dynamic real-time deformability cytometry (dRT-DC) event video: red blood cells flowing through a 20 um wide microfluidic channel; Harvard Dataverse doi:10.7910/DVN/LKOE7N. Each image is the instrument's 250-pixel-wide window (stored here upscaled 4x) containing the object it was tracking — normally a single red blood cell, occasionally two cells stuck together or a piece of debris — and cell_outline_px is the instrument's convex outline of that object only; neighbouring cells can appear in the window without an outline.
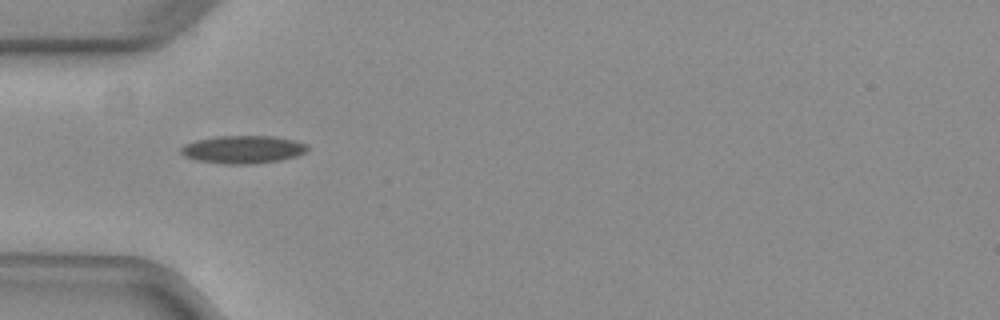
{"species": "common noctule bat (a hibernating species)", "species_latin": "Nyctalus noctula", "temperature_condition": "warm", "stored_images_in_passage": 35, "camera_frame_rate_fps": 3000, "um_per_image_px": 0.085, "animal": {"sex": "female", "body_mass_g": 29.2, "forearm_length_mm": 56.3}, "frame": {"image": 1, "passage_image": 1, "time_ms": 0.0, "image_size_px": [1000, 320], "cell_outline_px": [[308, 148], [304, 152], [296, 156], [280, 160], [248, 164], [224, 164], [196, 160], [184, 156], [180, 152], [180, 148], [184, 144], [196, 140], [216, 136], [276, 136], [308, 144]], "centroid_in_image_um": [20.62, 12.7], "position_along_channel_um": 64.4, "area_um2": 20.52}, "authors_computed_cell_mechanics": {"area_um2": 18.9584, "velocity_mm_per_s": 3.9783, "shape_relaxation_time_tau1_ms": null, "shape_relaxation_time_tau2_ms": 2.9642, "deformation_change_tau1": null, "deformation_change_tau2": 0.0976}}